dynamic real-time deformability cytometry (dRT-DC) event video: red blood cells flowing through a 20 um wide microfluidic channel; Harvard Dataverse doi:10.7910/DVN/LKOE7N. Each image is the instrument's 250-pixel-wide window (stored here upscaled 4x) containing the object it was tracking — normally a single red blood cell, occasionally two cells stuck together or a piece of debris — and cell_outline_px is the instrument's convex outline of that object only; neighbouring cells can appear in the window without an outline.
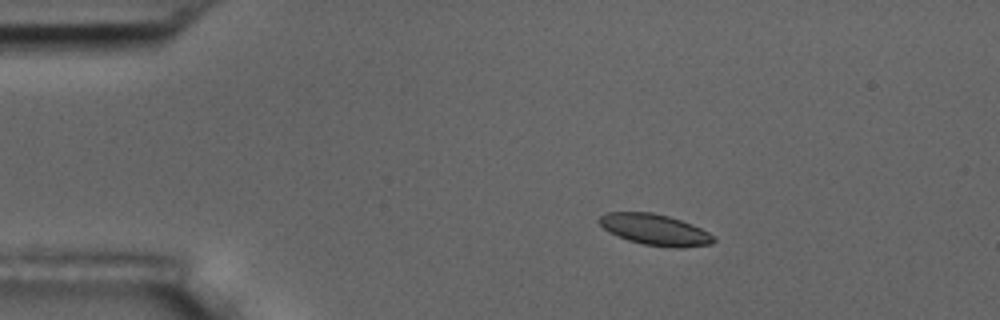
{"species": "common noctule bat (a hibernating species)", "species_latin": "Nyctalus noctula", "temperature_condition": "room temperature", "stored_images_in_passage": 5, "camera_frame_rate_fps": 3000, "um_per_image_px": 0.085, "animal": {"sex": "male", "body_mass_g": 17.5, "forearm_length_mm": 52.3}, "frame": {"image": 1, "passage_image": 3, "time_ms": 3.333, "image_size_px": [1000, 320], "cell_outline_px": [[716, 240], [712, 244], [680, 248], [676, 248], [644, 244], [628, 240], [608, 232], [596, 220], [604, 212], [652, 212], [668, 216], [692, 224], [708, 232]], "centroid_in_image_um": [55.64, 19.51], "position_along_channel_um": 29.4, "area_um2": 20.69}}